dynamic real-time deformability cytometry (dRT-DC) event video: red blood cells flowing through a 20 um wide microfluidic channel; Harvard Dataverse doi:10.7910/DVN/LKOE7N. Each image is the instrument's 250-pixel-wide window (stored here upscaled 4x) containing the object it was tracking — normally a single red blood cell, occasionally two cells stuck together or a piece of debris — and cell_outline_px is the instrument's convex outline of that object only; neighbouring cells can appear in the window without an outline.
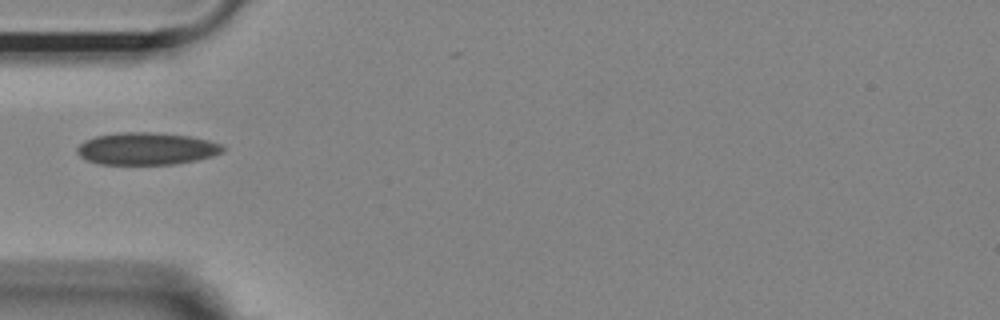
{"species": "Egyptian fruit bat (a non-hibernating species)", "species_latin": "Rousettus aegyptiacus", "temperature_condition": "room temperature", "stored_images_in_passage": 34, "camera_frame_rate_fps": 3000, "um_per_image_px": 0.085, "animal": {"sex": "female"}, "frame": {"image": 1, "passage_image": 1, "time_ms": 0.0, "image_size_px": [1000, 320], "cell_outline_px": [[224, 152], [212, 156], [196, 160], [172, 164], [100, 164], [88, 160], [80, 156], [76, 152], [76, 148], [84, 140], [96, 136], [116, 132], [152, 132], [192, 136], [224, 144]], "centroid_in_image_um": [12.47, 12.62], "position_along_channel_um": 72.5, "area_um2": 27.57}}
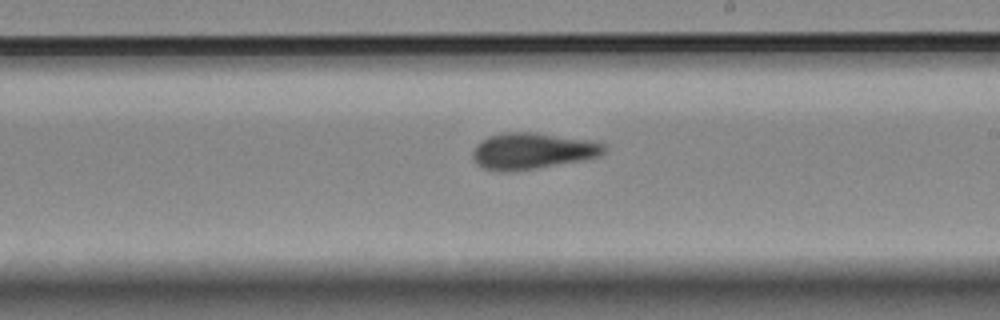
{"frame": {"image": 2, "passage_image": 15, "time_ms": 4.667, "image_size_px": [1000, 320], "cell_outline_px": [[608, 148], [604, 152], [596, 156], [580, 160], [536, 168], [504, 172], [500, 172], [484, 168], [476, 164], [472, 160], [472, 152], [476, 144], [480, 140], [488, 136], [504, 132], [536, 132], [600, 140]], "centroid_in_image_um": [45.25, 12.8], "position_along_channel_um": 243.8, "area_um2": 28.26}}
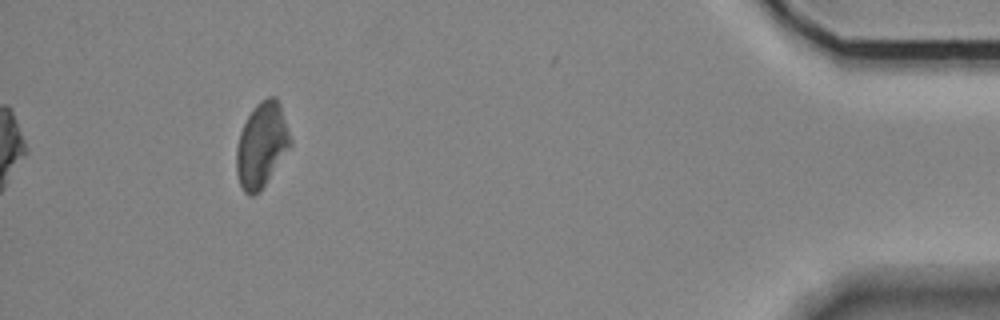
{"frame": {"image": 3, "passage_image": 34, "time_ms": 11.0, "image_size_px": [1000, 320], "cell_outline_px": [[292, 144], [260, 192], [252, 196], [248, 196], [244, 192], [240, 184], [236, 172], [236, 148], [240, 132], [252, 108], [260, 100], [268, 96], [276, 96], [280, 104], [292, 140]], "centroid_in_image_um": [22.24, 12.32], "position_along_channel_um": 413.0, "area_um2": 26.76}}